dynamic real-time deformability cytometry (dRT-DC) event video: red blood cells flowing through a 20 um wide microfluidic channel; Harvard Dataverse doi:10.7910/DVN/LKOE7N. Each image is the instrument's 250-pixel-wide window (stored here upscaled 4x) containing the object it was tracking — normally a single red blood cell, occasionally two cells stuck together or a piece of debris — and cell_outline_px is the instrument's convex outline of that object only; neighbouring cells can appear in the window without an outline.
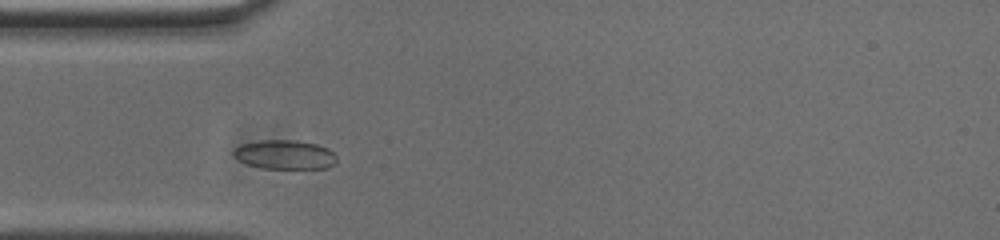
{"species": "common noctule bat (a hibernating species)", "species_latin": "Nyctalus noctula", "temperature_condition": "cold", "stored_images_in_passage": 38, "camera_frame_rate_fps": 3000, "um_per_image_px": 0.085, "animal": {"sex": "male", "body_mass_g": 20.0, "forearm_length_mm": 53.3}, "frame": {"image": 1, "passage_image": 6, "time_ms": 1.667, "image_size_px": [1000, 240], "cell_outline_px": [[336, 164], [328, 168], [264, 168], [248, 164], [232, 156], [232, 152], [240, 144], [260, 140], [296, 140], [316, 144], [328, 148], [336, 156]], "centroid_in_image_um": [24.22, 13.14], "position_along_channel_um": 60.8, "area_um2": 17.51}}
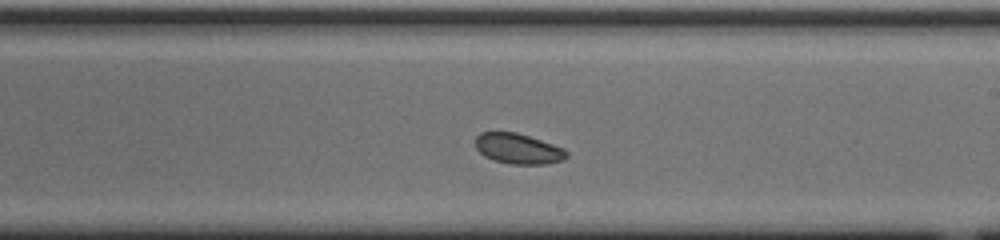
{"frame": {"image": 2, "passage_image": 21, "time_ms": 6.667, "image_size_px": [1000, 240], "cell_outline_px": [[568, 156], [564, 160], [544, 164], [512, 164], [492, 160], [484, 156], [476, 148], [476, 136], [480, 132], [516, 132], [564, 148], [568, 152]], "centroid_in_image_um": [44.04, 12.64], "position_along_channel_um": 245.0, "area_um2": 16.13}}
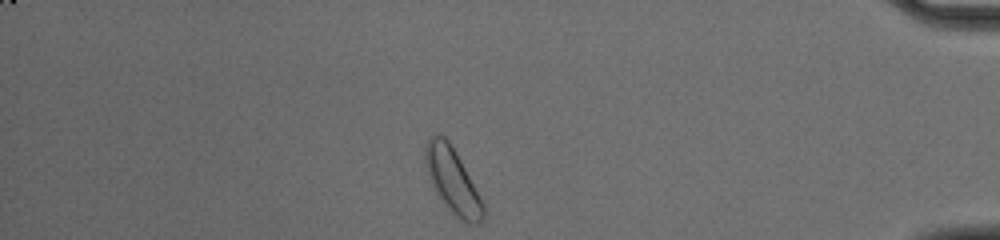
{"frame": {"image": 3, "passage_image": 37, "time_ms": 12.0, "image_size_px": [1000, 240], "cell_outline_px": [[484, 220], [480, 224], [468, 224], [460, 220], [440, 200], [428, 176], [424, 156], [424, 148], [428, 136], [432, 132], [444, 136], [448, 140], [456, 152], [484, 204]], "centroid_in_image_um": [38.45, 15.34], "position_along_channel_um": 396.8, "area_um2": 22.08}, "authors_computed_cell_mechanics": {"area_um2": 16.7909, "velocity_mm_per_s": 3.6916, "shape_relaxation_time_tau1_ms": 2.6764, "shape_relaxation_time_tau2_ms": null, "deformation_change_tau1": 0.0784, "deformation_change_tau2": null}}